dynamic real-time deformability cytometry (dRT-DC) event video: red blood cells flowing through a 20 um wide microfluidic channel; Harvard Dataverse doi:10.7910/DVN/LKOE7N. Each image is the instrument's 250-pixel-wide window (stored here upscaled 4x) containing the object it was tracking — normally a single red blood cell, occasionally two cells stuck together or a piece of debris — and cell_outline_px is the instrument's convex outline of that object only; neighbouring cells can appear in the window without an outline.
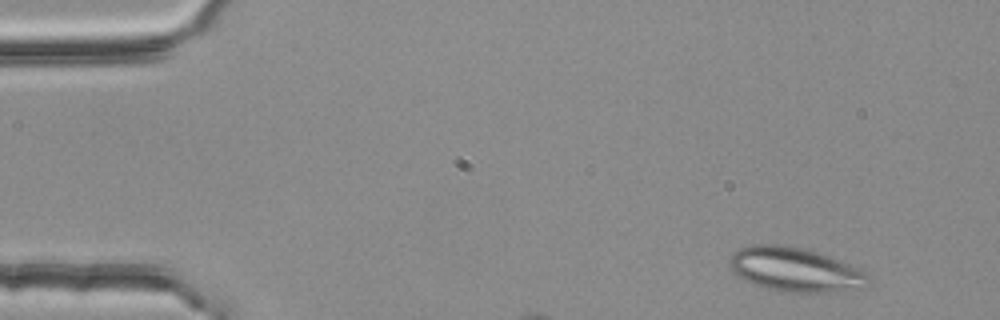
{"species": "common noctule bat (a hibernating species)", "species_latin": "Nyctalus noctula", "temperature_condition": "room temperature", "stored_images_in_passage": 3, "camera_frame_rate_fps": 3000, "um_per_image_px": 0.085, "animal": {"sex": "female", "body_mass_g": 25.1}, "frame": {"image": 1, "passage_image": 1, "time_ms": 0.0, "image_size_px": [1000, 320], "cell_outline_px": [[872, 280], [868, 284], [836, 292], [788, 292], [760, 288], [736, 276], [732, 272], [728, 264], [728, 260], [732, 252], [740, 248], [752, 244], [776, 244], [800, 248], [816, 252], [828, 256], [860, 268], [868, 272], [872, 276]], "centroid_in_image_um": [67.53, 22.92], "position_along_channel_um": 17.5, "area_um2": 36.07}}